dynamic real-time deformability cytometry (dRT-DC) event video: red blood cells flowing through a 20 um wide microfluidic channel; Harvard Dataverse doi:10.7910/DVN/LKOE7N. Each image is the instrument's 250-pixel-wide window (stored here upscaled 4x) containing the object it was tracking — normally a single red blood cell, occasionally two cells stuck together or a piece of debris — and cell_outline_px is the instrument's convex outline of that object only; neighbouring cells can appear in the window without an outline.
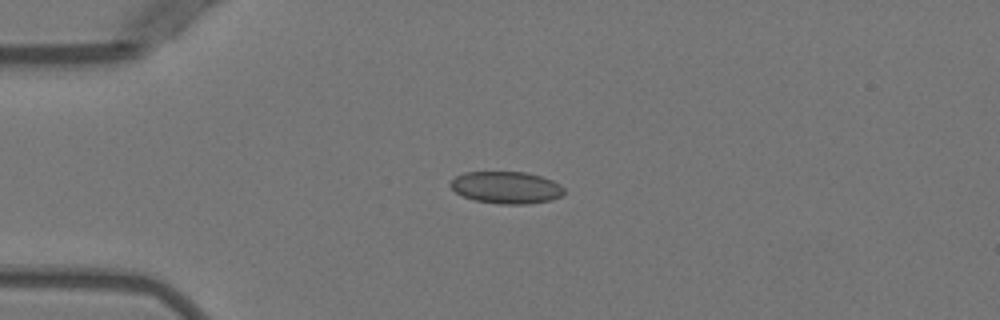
{"species": "Egyptian fruit bat (a non-hibernating species)", "species_latin": "Rousettus aegyptiacus", "temperature_condition": "warm", "stored_images_in_passage": 5, "camera_frame_rate_fps": 3000, "um_per_image_px": 0.085, "animal": {"sex": "female"}, "frame": {"image": 1, "passage_image": 3, "time_ms": 2.333, "image_size_px": [1000, 320], "cell_outline_px": [[564, 192], [560, 196], [552, 200], [528, 204], [500, 204], [476, 200], [464, 196], [456, 192], [448, 184], [456, 176], [464, 172], [524, 172], [540, 176], [552, 180], [560, 184], [564, 188]], "centroid_in_image_um": [43.04, 15.94], "position_along_channel_um": 42.0, "area_um2": 21.15}}
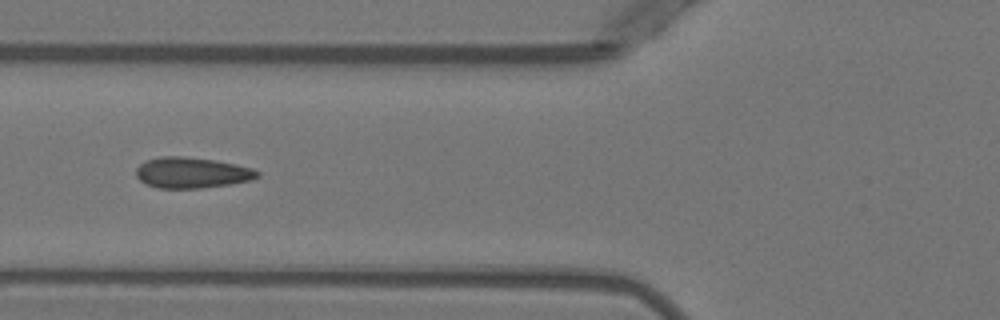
{"frame": {"image": 2, "passage_image": 5, "time_ms": 4.667, "image_size_px": [1000, 320], "cell_outline_px": [[260, 176], [252, 180], [232, 184], [200, 188], [156, 188], [140, 180], [136, 176], [136, 168], [140, 164], [148, 160], [160, 156], [180, 156], [212, 160], [236, 164], [252, 168], [260, 172]], "centroid_in_image_um": [16.33, 14.69], "position_along_channel_um": 109.5, "area_um2": 21.73}}